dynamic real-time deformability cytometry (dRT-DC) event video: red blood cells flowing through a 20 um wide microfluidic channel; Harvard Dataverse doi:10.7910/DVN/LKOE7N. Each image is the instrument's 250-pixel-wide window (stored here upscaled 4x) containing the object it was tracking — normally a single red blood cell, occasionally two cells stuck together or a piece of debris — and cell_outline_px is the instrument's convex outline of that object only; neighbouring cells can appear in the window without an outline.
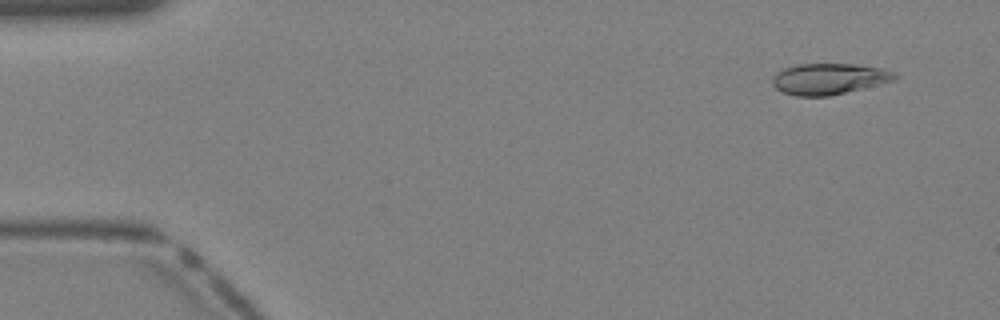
{"species": "Egyptian fruit bat (a non-hibernating species)", "species_latin": "Rousettus aegyptiacus", "temperature_condition": "warm", "stored_images_in_passage": 39, "camera_frame_rate_fps": 3000, "um_per_image_px": 0.085, "animal": {"sex": "female"}, "frame": {"image": 1, "passage_image": 2, "time_ms": 0.333, "image_size_px": [1000, 320], "cell_outline_px": [[900, 76], [892, 80], [828, 96], [796, 96], [784, 92], [776, 88], [772, 84], [772, 80], [784, 68], [800, 64], [852, 64], [880, 68], [892, 72]], "centroid_in_image_um": [70.43, 6.7], "position_along_channel_um": 14.6, "area_um2": 21.44}}
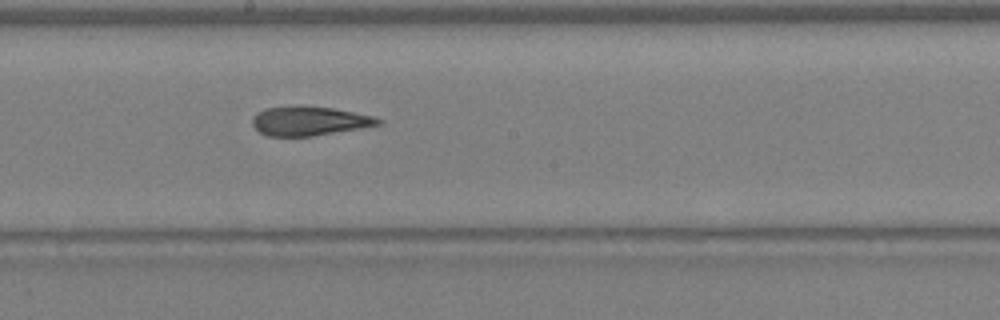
{"frame": {"image": 2, "passage_image": 21, "time_ms": 6.667, "image_size_px": [1000, 320], "cell_outline_px": [[384, 124], [312, 136], [268, 136], [260, 132], [252, 124], [252, 116], [256, 112], [264, 108], [296, 104], [300, 104], [332, 108], [372, 116], [384, 120]], "centroid_in_image_um": [26.26, 10.26], "position_along_channel_um": 221.9, "area_um2": 21.73}}
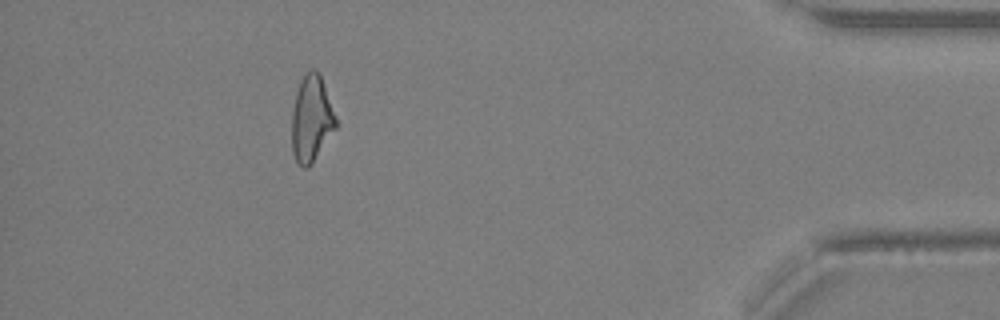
{"frame": {"image": 3, "passage_image": 35, "time_ms": 11.333, "image_size_px": [1000, 320], "cell_outline_px": [[336, 128], [312, 164], [308, 168], [304, 168], [296, 160], [292, 152], [292, 112], [296, 92], [300, 80], [304, 72], [312, 68], [320, 76], [336, 116]], "centroid_in_image_um": [26.46, 10.11], "position_along_channel_um": 408.7, "area_um2": 22.02}}